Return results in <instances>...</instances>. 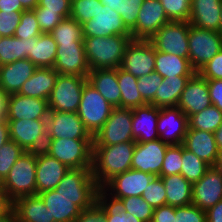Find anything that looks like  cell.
Returning <instances> with one entry per match:
<instances>
[{
  "mask_svg": "<svg viewBox=\"0 0 222 222\" xmlns=\"http://www.w3.org/2000/svg\"><path fill=\"white\" fill-rule=\"evenodd\" d=\"M69 168L43 150L36 152V195L54 190Z\"/></svg>",
  "mask_w": 222,
  "mask_h": 222,
  "instance_id": "603a6c76",
  "label": "cell"
},
{
  "mask_svg": "<svg viewBox=\"0 0 222 222\" xmlns=\"http://www.w3.org/2000/svg\"><path fill=\"white\" fill-rule=\"evenodd\" d=\"M0 222H17L15 211L11 206L0 215Z\"/></svg>",
  "mask_w": 222,
  "mask_h": 222,
  "instance_id": "e7e4bbea",
  "label": "cell"
},
{
  "mask_svg": "<svg viewBox=\"0 0 222 222\" xmlns=\"http://www.w3.org/2000/svg\"><path fill=\"white\" fill-rule=\"evenodd\" d=\"M57 45L83 42L82 26L71 17L64 18L50 33Z\"/></svg>",
  "mask_w": 222,
  "mask_h": 222,
  "instance_id": "f35d334b",
  "label": "cell"
},
{
  "mask_svg": "<svg viewBox=\"0 0 222 222\" xmlns=\"http://www.w3.org/2000/svg\"><path fill=\"white\" fill-rule=\"evenodd\" d=\"M214 167L222 172V149L218 150V155Z\"/></svg>",
  "mask_w": 222,
  "mask_h": 222,
  "instance_id": "2644e50d",
  "label": "cell"
},
{
  "mask_svg": "<svg viewBox=\"0 0 222 222\" xmlns=\"http://www.w3.org/2000/svg\"><path fill=\"white\" fill-rule=\"evenodd\" d=\"M42 32L39 28L36 15L33 10H25L22 12L21 20L15 30L14 37L19 39H31L38 37Z\"/></svg>",
  "mask_w": 222,
  "mask_h": 222,
  "instance_id": "f6af8a7d",
  "label": "cell"
},
{
  "mask_svg": "<svg viewBox=\"0 0 222 222\" xmlns=\"http://www.w3.org/2000/svg\"><path fill=\"white\" fill-rule=\"evenodd\" d=\"M154 177L152 174L130 169L109 180L101 188V195L113 203L129 196H142L145 188Z\"/></svg>",
  "mask_w": 222,
  "mask_h": 222,
  "instance_id": "9c48e42d",
  "label": "cell"
},
{
  "mask_svg": "<svg viewBox=\"0 0 222 222\" xmlns=\"http://www.w3.org/2000/svg\"><path fill=\"white\" fill-rule=\"evenodd\" d=\"M154 71L163 78L193 76L196 73L189 59L161 51H156Z\"/></svg>",
  "mask_w": 222,
  "mask_h": 222,
  "instance_id": "e575fe53",
  "label": "cell"
},
{
  "mask_svg": "<svg viewBox=\"0 0 222 222\" xmlns=\"http://www.w3.org/2000/svg\"><path fill=\"white\" fill-rule=\"evenodd\" d=\"M222 200V172L210 166L192 185V204L207 211Z\"/></svg>",
  "mask_w": 222,
  "mask_h": 222,
  "instance_id": "d6986e66",
  "label": "cell"
},
{
  "mask_svg": "<svg viewBox=\"0 0 222 222\" xmlns=\"http://www.w3.org/2000/svg\"><path fill=\"white\" fill-rule=\"evenodd\" d=\"M214 138L218 149H222V123L218 129L214 132Z\"/></svg>",
  "mask_w": 222,
  "mask_h": 222,
  "instance_id": "89a4df30",
  "label": "cell"
},
{
  "mask_svg": "<svg viewBox=\"0 0 222 222\" xmlns=\"http://www.w3.org/2000/svg\"><path fill=\"white\" fill-rule=\"evenodd\" d=\"M83 37H107L131 35L124 25L121 15L110 7L99 5L95 17L81 24Z\"/></svg>",
  "mask_w": 222,
  "mask_h": 222,
  "instance_id": "9a60e30c",
  "label": "cell"
},
{
  "mask_svg": "<svg viewBox=\"0 0 222 222\" xmlns=\"http://www.w3.org/2000/svg\"><path fill=\"white\" fill-rule=\"evenodd\" d=\"M6 200L11 204L23 196L36 195V152H24L2 181Z\"/></svg>",
  "mask_w": 222,
  "mask_h": 222,
  "instance_id": "277c9868",
  "label": "cell"
},
{
  "mask_svg": "<svg viewBox=\"0 0 222 222\" xmlns=\"http://www.w3.org/2000/svg\"><path fill=\"white\" fill-rule=\"evenodd\" d=\"M221 12H222V8H221ZM221 17H222V14H221ZM219 34L222 36V18H221V24H220Z\"/></svg>",
  "mask_w": 222,
  "mask_h": 222,
  "instance_id": "34e18365",
  "label": "cell"
},
{
  "mask_svg": "<svg viewBox=\"0 0 222 222\" xmlns=\"http://www.w3.org/2000/svg\"><path fill=\"white\" fill-rule=\"evenodd\" d=\"M37 68L29 59L0 65V88L7 95L18 93Z\"/></svg>",
  "mask_w": 222,
  "mask_h": 222,
  "instance_id": "d4e9b609",
  "label": "cell"
},
{
  "mask_svg": "<svg viewBox=\"0 0 222 222\" xmlns=\"http://www.w3.org/2000/svg\"><path fill=\"white\" fill-rule=\"evenodd\" d=\"M100 4V0H71L70 17L83 24L95 17Z\"/></svg>",
  "mask_w": 222,
  "mask_h": 222,
  "instance_id": "ee69618b",
  "label": "cell"
},
{
  "mask_svg": "<svg viewBox=\"0 0 222 222\" xmlns=\"http://www.w3.org/2000/svg\"><path fill=\"white\" fill-rule=\"evenodd\" d=\"M197 73L206 80H222V50L207 62Z\"/></svg>",
  "mask_w": 222,
  "mask_h": 222,
  "instance_id": "9f6ffc18",
  "label": "cell"
},
{
  "mask_svg": "<svg viewBox=\"0 0 222 222\" xmlns=\"http://www.w3.org/2000/svg\"><path fill=\"white\" fill-rule=\"evenodd\" d=\"M29 60L40 68H53L56 59L57 44L48 33L30 39Z\"/></svg>",
  "mask_w": 222,
  "mask_h": 222,
  "instance_id": "1f68e13d",
  "label": "cell"
},
{
  "mask_svg": "<svg viewBox=\"0 0 222 222\" xmlns=\"http://www.w3.org/2000/svg\"><path fill=\"white\" fill-rule=\"evenodd\" d=\"M30 39H19L14 36L2 37L0 41V65L29 59Z\"/></svg>",
  "mask_w": 222,
  "mask_h": 222,
  "instance_id": "8d00e7d4",
  "label": "cell"
},
{
  "mask_svg": "<svg viewBox=\"0 0 222 222\" xmlns=\"http://www.w3.org/2000/svg\"><path fill=\"white\" fill-rule=\"evenodd\" d=\"M10 139L26 152L42 151L47 141L46 119L7 120Z\"/></svg>",
  "mask_w": 222,
  "mask_h": 222,
  "instance_id": "7c38bea8",
  "label": "cell"
},
{
  "mask_svg": "<svg viewBox=\"0 0 222 222\" xmlns=\"http://www.w3.org/2000/svg\"><path fill=\"white\" fill-rule=\"evenodd\" d=\"M93 139H47L43 151L68 168L92 167Z\"/></svg>",
  "mask_w": 222,
  "mask_h": 222,
  "instance_id": "5b68a950",
  "label": "cell"
},
{
  "mask_svg": "<svg viewBox=\"0 0 222 222\" xmlns=\"http://www.w3.org/2000/svg\"><path fill=\"white\" fill-rule=\"evenodd\" d=\"M117 80L121 93L120 107L133 109L148 104L138 91V79L135 76L119 67Z\"/></svg>",
  "mask_w": 222,
  "mask_h": 222,
  "instance_id": "d590c367",
  "label": "cell"
},
{
  "mask_svg": "<svg viewBox=\"0 0 222 222\" xmlns=\"http://www.w3.org/2000/svg\"><path fill=\"white\" fill-rule=\"evenodd\" d=\"M135 141L132 134V109L114 107L102 128L93 136V145H115Z\"/></svg>",
  "mask_w": 222,
  "mask_h": 222,
  "instance_id": "8fae6325",
  "label": "cell"
},
{
  "mask_svg": "<svg viewBox=\"0 0 222 222\" xmlns=\"http://www.w3.org/2000/svg\"><path fill=\"white\" fill-rule=\"evenodd\" d=\"M113 108L88 81L85 83L77 114L92 136L106 123Z\"/></svg>",
  "mask_w": 222,
  "mask_h": 222,
  "instance_id": "8992f818",
  "label": "cell"
},
{
  "mask_svg": "<svg viewBox=\"0 0 222 222\" xmlns=\"http://www.w3.org/2000/svg\"><path fill=\"white\" fill-rule=\"evenodd\" d=\"M10 207L7 200H0V215L3 214Z\"/></svg>",
  "mask_w": 222,
  "mask_h": 222,
  "instance_id": "8c879c8a",
  "label": "cell"
},
{
  "mask_svg": "<svg viewBox=\"0 0 222 222\" xmlns=\"http://www.w3.org/2000/svg\"><path fill=\"white\" fill-rule=\"evenodd\" d=\"M115 204L142 222H152L154 208L142 196L121 198Z\"/></svg>",
  "mask_w": 222,
  "mask_h": 222,
  "instance_id": "ab89813d",
  "label": "cell"
},
{
  "mask_svg": "<svg viewBox=\"0 0 222 222\" xmlns=\"http://www.w3.org/2000/svg\"><path fill=\"white\" fill-rule=\"evenodd\" d=\"M142 198L154 209L166 205V190L159 176H155L145 188Z\"/></svg>",
  "mask_w": 222,
  "mask_h": 222,
  "instance_id": "7dc6e473",
  "label": "cell"
},
{
  "mask_svg": "<svg viewBox=\"0 0 222 222\" xmlns=\"http://www.w3.org/2000/svg\"><path fill=\"white\" fill-rule=\"evenodd\" d=\"M162 80L163 77L156 71L138 78V91L148 104L155 98V93Z\"/></svg>",
  "mask_w": 222,
  "mask_h": 222,
  "instance_id": "c3c4849f",
  "label": "cell"
},
{
  "mask_svg": "<svg viewBox=\"0 0 222 222\" xmlns=\"http://www.w3.org/2000/svg\"><path fill=\"white\" fill-rule=\"evenodd\" d=\"M170 21H189L191 0H159Z\"/></svg>",
  "mask_w": 222,
  "mask_h": 222,
  "instance_id": "bcb514c9",
  "label": "cell"
},
{
  "mask_svg": "<svg viewBox=\"0 0 222 222\" xmlns=\"http://www.w3.org/2000/svg\"><path fill=\"white\" fill-rule=\"evenodd\" d=\"M189 128L214 133L222 123V111L213 104L188 118Z\"/></svg>",
  "mask_w": 222,
  "mask_h": 222,
  "instance_id": "74e56055",
  "label": "cell"
},
{
  "mask_svg": "<svg viewBox=\"0 0 222 222\" xmlns=\"http://www.w3.org/2000/svg\"><path fill=\"white\" fill-rule=\"evenodd\" d=\"M188 41L189 62L196 72L222 50V36L217 31L190 25Z\"/></svg>",
  "mask_w": 222,
  "mask_h": 222,
  "instance_id": "30bf717a",
  "label": "cell"
},
{
  "mask_svg": "<svg viewBox=\"0 0 222 222\" xmlns=\"http://www.w3.org/2000/svg\"><path fill=\"white\" fill-rule=\"evenodd\" d=\"M210 166L183 145L181 175L190 183H195L204 176Z\"/></svg>",
  "mask_w": 222,
  "mask_h": 222,
  "instance_id": "60d3db41",
  "label": "cell"
},
{
  "mask_svg": "<svg viewBox=\"0 0 222 222\" xmlns=\"http://www.w3.org/2000/svg\"><path fill=\"white\" fill-rule=\"evenodd\" d=\"M222 0H191L189 23L192 26L219 32Z\"/></svg>",
  "mask_w": 222,
  "mask_h": 222,
  "instance_id": "484cf974",
  "label": "cell"
},
{
  "mask_svg": "<svg viewBox=\"0 0 222 222\" xmlns=\"http://www.w3.org/2000/svg\"><path fill=\"white\" fill-rule=\"evenodd\" d=\"M156 50L148 40H132L126 48L120 68L137 79L155 69Z\"/></svg>",
  "mask_w": 222,
  "mask_h": 222,
  "instance_id": "4fadbf2b",
  "label": "cell"
},
{
  "mask_svg": "<svg viewBox=\"0 0 222 222\" xmlns=\"http://www.w3.org/2000/svg\"><path fill=\"white\" fill-rule=\"evenodd\" d=\"M26 10H33L38 5L37 0H18Z\"/></svg>",
  "mask_w": 222,
  "mask_h": 222,
  "instance_id": "a7ac6f4b",
  "label": "cell"
},
{
  "mask_svg": "<svg viewBox=\"0 0 222 222\" xmlns=\"http://www.w3.org/2000/svg\"><path fill=\"white\" fill-rule=\"evenodd\" d=\"M210 105L207 80L196 72L182 91L177 107L189 118Z\"/></svg>",
  "mask_w": 222,
  "mask_h": 222,
  "instance_id": "7402d4cb",
  "label": "cell"
},
{
  "mask_svg": "<svg viewBox=\"0 0 222 222\" xmlns=\"http://www.w3.org/2000/svg\"><path fill=\"white\" fill-rule=\"evenodd\" d=\"M188 127V117L178 107L159 108L157 132L159 139L164 143L183 144Z\"/></svg>",
  "mask_w": 222,
  "mask_h": 222,
  "instance_id": "e0dca14e",
  "label": "cell"
},
{
  "mask_svg": "<svg viewBox=\"0 0 222 222\" xmlns=\"http://www.w3.org/2000/svg\"><path fill=\"white\" fill-rule=\"evenodd\" d=\"M168 146L160 139L136 142L131 169L160 177L164 155Z\"/></svg>",
  "mask_w": 222,
  "mask_h": 222,
  "instance_id": "ffe728a7",
  "label": "cell"
},
{
  "mask_svg": "<svg viewBox=\"0 0 222 222\" xmlns=\"http://www.w3.org/2000/svg\"><path fill=\"white\" fill-rule=\"evenodd\" d=\"M61 75L87 77L90 72L83 42L57 45L56 59L53 66Z\"/></svg>",
  "mask_w": 222,
  "mask_h": 222,
  "instance_id": "ac0fdd59",
  "label": "cell"
},
{
  "mask_svg": "<svg viewBox=\"0 0 222 222\" xmlns=\"http://www.w3.org/2000/svg\"><path fill=\"white\" fill-rule=\"evenodd\" d=\"M48 100L24 96L18 93L7 97L6 119H47Z\"/></svg>",
  "mask_w": 222,
  "mask_h": 222,
  "instance_id": "44dd1931",
  "label": "cell"
},
{
  "mask_svg": "<svg viewBox=\"0 0 222 222\" xmlns=\"http://www.w3.org/2000/svg\"><path fill=\"white\" fill-rule=\"evenodd\" d=\"M176 222H207L206 211L196 205L175 207Z\"/></svg>",
  "mask_w": 222,
  "mask_h": 222,
  "instance_id": "816d5d0a",
  "label": "cell"
},
{
  "mask_svg": "<svg viewBox=\"0 0 222 222\" xmlns=\"http://www.w3.org/2000/svg\"><path fill=\"white\" fill-rule=\"evenodd\" d=\"M8 95L0 88V120L6 119V106Z\"/></svg>",
  "mask_w": 222,
  "mask_h": 222,
  "instance_id": "03108f58",
  "label": "cell"
},
{
  "mask_svg": "<svg viewBox=\"0 0 222 222\" xmlns=\"http://www.w3.org/2000/svg\"><path fill=\"white\" fill-rule=\"evenodd\" d=\"M211 103L222 111V80H207Z\"/></svg>",
  "mask_w": 222,
  "mask_h": 222,
  "instance_id": "680465c9",
  "label": "cell"
},
{
  "mask_svg": "<svg viewBox=\"0 0 222 222\" xmlns=\"http://www.w3.org/2000/svg\"><path fill=\"white\" fill-rule=\"evenodd\" d=\"M22 12L0 11V35L2 37L14 36L15 30L21 20Z\"/></svg>",
  "mask_w": 222,
  "mask_h": 222,
  "instance_id": "db71d44e",
  "label": "cell"
},
{
  "mask_svg": "<svg viewBox=\"0 0 222 222\" xmlns=\"http://www.w3.org/2000/svg\"><path fill=\"white\" fill-rule=\"evenodd\" d=\"M105 218L107 222H142L132 214H127L115 203L105 199Z\"/></svg>",
  "mask_w": 222,
  "mask_h": 222,
  "instance_id": "11a10c76",
  "label": "cell"
},
{
  "mask_svg": "<svg viewBox=\"0 0 222 222\" xmlns=\"http://www.w3.org/2000/svg\"><path fill=\"white\" fill-rule=\"evenodd\" d=\"M135 145V141H129L92 146L91 172L100 188L114 176L131 169Z\"/></svg>",
  "mask_w": 222,
  "mask_h": 222,
  "instance_id": "6da1fadb",
  "label": "cell"
},
{
  "mask_svg": "<svg viewBox=\"0 0 222 222\" xmlns=\"http://www.w3.org/2000/svg\"><path fill=\"white\" fill-rule=\"evenodd\" d=\"M55 222H74L81 213L77 200L68 199L55 190L38 194Z\"/></svg>",
  "mask_w": 222,
  "mask_h": 222,
  "instance_id": "83f0119b",
  "label": "cell"
},
{
  "mask_svg": "<svg viewBox=\"0 0 222 222\" xmlns=\"http://www.w3.org/2000/svg\"><path fill=\"white\" fill-rule=\"evenodd\" d=\"M171 22L159 0H144L136 26L130 31L133 40H149L163 25Z\"/></svg>",
  "mask_w": 222,
  "mask_h": 222,
  "instance_id": "2e32d148",
  "label": "cell"
},
{
  "mask_svg": "<svg viewBox=\"0 0 222 222\" xmlns=\"http://www.w3.org/2000/svg\"><path fill=\"white\" fill-rule=\"evenodd\" d=\"M192 76L163 78L155 98L149 103L156 107H177L182 91Z\"/></svg>",
  "mask_w": 222,
  "mask_h": 222,
  "instance_id": "836d02e7",
  "label": "cell"
},
{
  "mask_svg": "<svg viewBox=\"0 0 222 222\" xmlns=\"http://www.w3.org/2000/svg\"><path fill=\"white\" fill-rule=\"evenodd\" d=\"M25 151L13 140H8L0 148V180L3 181L11 167Z\"/></svg>",
  "mask_w": 222,
  "mask_h": 222,
  "instance_id": "b9f144b4",
  "label": "cell"
},
{
  "mask_svg": "<svg viewBox=\"0 0 222 222\" xmlns=\"http://www.w3.org/2000/svg\"><path fill=\"white\" fill-rule=\"evenodd\" d=\"M183 145L209 166H214L219 150L214 133L188 127Z\"/></svg>",
  "mask_w": 222,
  "mask_h": 222,
  "instance_id": "4316f807",
  "label": "cell"
},
{
  "mask_svg": "<svg viewBox=\"0 0 222 222\" xmlns=\"http://www.w3.org/2000/svg\"><path fill=\"white\" fill-rule=\"evenodd\" d=\"M207 222H222V200L206 211Z\"/></svg>",
  "mask_w": 222,
  "mask_h": 222,
  "instance_id": "94428289",
  "label": "cell"
},
{
  "mask_svg": "<svg viewBox=\"0 0 222 222\" xmlns=\"http://www.w3.org/2000/svg\"><path fill=\"white\" fill-rule=\"evenodd\" d=\"M87 80L113 107H120L117 69L91 70Z\"/></svg>",
  "mask_w": 222,
  "mask_h": 222,
  "instance_id": "f546056e",
  "label": "cell"
},
{
  "mask_svg": "<svg viewBox=\"0 0 222 222\" xmlns=\"http://www.w3.org/2000/svg\"><path fill=\"white\" fill-rule=\"evenodd\" d=\"M47 139H93L77 112L49 111Z\"/></svg>",
  "mask_w": 222,
  "mask_h": 222,
  "instance_id": "5bb4252c",
  "label": "cell"
},
{
  "mask_svg": "<svg viewBox=\"0 0 222 222\" xmlns=\"http://www.w3.org/2000/svg\"><path fill=\"white\" fill-rule=\"evenodd\" d=\"M25 10L18 0H0V11L2 12H23Z\"/></svg>",
  "mask_w": 222,
  "mask_h": 222,
  "instance_id": "6125c7cd",
  "label": "cell"
},
{
  "mask_svg": "<svg viewBox=\"0 0 222 222\" xmlns=\"http://www.w3.org/2000/svg\"><path fill=\"white\" fill-rule=\"evenodd\" d=\"M8 140H10L8 121L7 119H2L0 120V148Z\"/></svg>",
  "mask_w": 222,
  "mask_h": 222,
  "instance_id": "be15d7a7",
  "label": "cell"
},
{
  "mask_svg": "<svg viewBox=\"0 0 222 222\" xmlns=\"http://www.w3.org/2000/svg\"><path fill=\"white\" fill-rule=\"evenodd\" d=\"M74 222H107L105 218V198L100 195L98 201L92 207L82 210Z\"/></svg>",
  "mask_w": 222,
  "mask_h": 222,
  "instance_id": "f907efd6",
  "label": "cell"
},
{
  "mask_svg": "<svg viewBox=\"0 0 222 222\" xmlns=\"http://www.w3.org/2000/svg\"><path fill=\"white\" fill-rule=\"evenodd\" d=\"M0 200H6L4 192H3V187H2V181L0 180Z\"/></svg>",
  "mask_w": 222,
  "mask_h": 222,
  "instance_id": "753ad0ef",
  "label": "cell"
},
{
  "mask_svg": "<svg viewBox=\"0 0 222 222\" xmlns=\"http://www.w3.org/2000/svg\"><path fill=\"white\" fill-rule=\"evenodd\" d=\"M54 190L68 199L77 200L81 210L92 207L101 195L91 168H69Z\"/></svg>",
  "mask_w": 222,
  "mask_h": 222,
  "instance_id": "3957f363",
  "label": "cell"
},
{
  "mask_svg": "<svg viewBox=\"0 0 222 222\" xmlns=\"http://www.w3.org/2000/svg\"><path fill=\"white\" fill-rule=\"evenodd\" d=\"M152 222H176L175 207L163 205L153 210Z\"/></svg>",
  "mask_w": 222,
  "mask_h": 222,
  "instance_id": "91938a15",
  "label": "cell"
},
{
  "mask_svg": "<svg viewBox=\"0 0 222 222\" xmlns=\"http://www.w3.org/2000/svg\"><path fill=\"white\" fill-rule=\"evenodd\" d=\"M33 11L56 12L63 18H67L71 14V0H40Z\"/></svg>",
  "mask_w": 222,
  "mask_h": 222,
  "instance_id": "f5cc1de1",
  "label": "cell"
},
{
  "mask_svg": "<svg viewBox=\"0 0 222 222\" xmlns=\"http://www.w3.org/2000/svg\"><path fill=\"white\" fill-rule=\"evenodd\" d=\"M122 1L124 0H100L104 6L110 7L111 10H115L118 14H120V6L122 5Z\"/></svg>",
  "mask_w": 222,
  "mask_h": 222,
  "instance_id": "003e7915",
  "label": "cell"
},
{
  "mask_svg": "<svg viewBox=\"0 0 222 222\" xmlns=\"http://www.w3.org/2000/svg\"><path fill=\"white\" fill-rule=\"evenodd\" d=\"M87 77L58 74L48 99L49 111L77 112Z\"/></svg>",
  "mask_w": 222,
  "mask_h": 222,
  "instance_id": "52a82bcc",
  "label": "cell"
},
{
  "mask_svg": "<svg viewBox=\"0 0 222 222\" xmlns=\"http://www.w3.org/2000/svg\"><path fill=\"white\" fill-rule=\"evenodd\" d=\"M159 107L146 104L132 109V134L135 142L159 139L157 120Z\"/></svg>",
  "mask_w": 222,
  "mask_h": 222,
  "instance_id": "cb8c5ba5",
  "label": "cell"
},
{
  "mask_svg": "<svg viewBox=\"0 0 222 222\" xmlns=\"http://www.w3.org/2000/svg\"><path fill=\"white\" fill-rule=\"evenodd\" d=\"M42 33H50L64 18L51 11H34Z\"/></svg>",
  "mask_w": 222,
  "mask_h": 222,
  "instance_id": "6f0895ef",
  "label": "cell"
},
{
  "mask_svg": "<svg viewBox=\"0 0 222 222\" xmlns=\"http://www.w3.org/2000/svg\"><path fill=\"white\" fill-rule=\"evenodd\" d=\"M83 38L84 50L90 71L119 68L126 48L133 40L131 35Z\"/></svg>",
  "mask_w": 222,
  "mask_h": 222,
  "instance_id": "7a4b0ae2",
  "label": "cell"
},
{
  "mask_svg": "<svg viewBox=\"0 0 222 222\" xmlns=\"http://www.w3.org/2000/svg\"><path fill=\"white\" fill-rule=\"evenodd\" d=\"M183 144L169 145L164 155L160 177L181 173Z\"/></svg>",
  "mask_w": 222,
  "mask_h": 222,
  "instance_id": "7bdbcfd3",
  "label": "cell"
},
{
  "mask_svg": "<svg viewBox=\"0 0 222 222\" xmlns=\"http://www.w3.org/2000/svg\"><path fill=\"white\" fill-rule=\"evenodd\" d=\"M58 74L53 68L38 67L34 74L22 85L18 94L48 100Z\"/></svg>",
  "mask_w": 222,
  "mask_h": 222,
  "instance_id": "4dcf8cb0",
  "label": "cell"
},
{
  "mask_svg": "<svg viewBox=\"0 0 222 222\" xmlns=\"http://www.w3.org/2000/svg\"><path fill=\"white\" fill-rule=\"evenodd\" d=\"M189 31L188 21H171L163 25L148 41L156 51L189 59Z\"/></svg>",
  "mask_w": 222,
  "mask_h": 222,
  "instance_id": "ba28073f",
  "label": "cell"
},
{
  "mask_svg": "<svg viewBox=\"0 0 222 222\" xmlns=\"http://www.w3.org/2000/svg\"><path fill=\"white\" fill-rule=\"evenodd\" d=\"M10 206L15 211L17 222H55L39 195L20 197Z\"/></svg>",
  "mask_w": 222,
  "mask_h": 222,
  "instance_id": "f1b7e54d",
  "label": "cell"
},
{
  "mask_svg": "<svg viewBox=\"0 0 222 222\" xmlns=\"http://www.w3.org/2000/svg\"><path fill=\"white\" fill-rule=\"evenodd\" d=\"M166 190V205L181 207L192 204V183L181 174L161 177Z\"/></svg>",
  "mask_w": 222,
  "mask_h": 222,
  "instance_id": "d6a6232c",
  "label": "cell"
},
{
  "mask_svg": "<svg viewBox=\"0 0 222 222\" xmlns=\"http://www.w3.org/2000/svg\"><path fill=\"white\" fill-rule=\"evenodd\" d=\"M144 0H124L120 6V15L126 28L131 31L136 26L138 13Z\"/></svg>",
  "mask_w": 222,
  "mask_h": 222,
  "instance_id": "681fc988",
  "label": "cell"
}]
</instances>
